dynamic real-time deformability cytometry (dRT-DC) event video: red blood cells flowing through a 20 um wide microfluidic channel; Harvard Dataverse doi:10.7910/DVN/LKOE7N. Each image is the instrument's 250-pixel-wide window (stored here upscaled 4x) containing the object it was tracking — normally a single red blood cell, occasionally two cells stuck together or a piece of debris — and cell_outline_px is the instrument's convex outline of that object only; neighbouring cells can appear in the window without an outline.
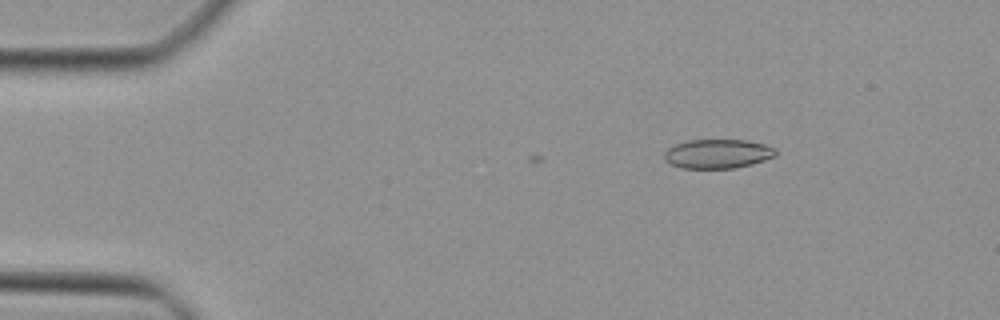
{"species": "Egyptian fruit bat (a non-hibernating species)", "species_latin": "Rousettus aegyptiacus", "temperature_condition": "cold", "stored_images_in_passage": 2, "camera_frame_rate_fps": 3000, "um_per_image_px": 0.085, "animal": {"sex": "female"}, "frame": {"image": 1, "passage_image": 2, "time_ms": 0.333, "image_size_px": [1000, 320], "cell_outline_px": [[776, 156], [752, 164], [732, 168], [680, 168], [664, 160], [664, 152], [668, 148], [676, 144], [688, 140], [748, 140], [764, 144], [776, 148]], "centroid_in_image_um": [61.0, 13.07], "position_along_channel_um": 24.0, "area_um2": 18.96}}